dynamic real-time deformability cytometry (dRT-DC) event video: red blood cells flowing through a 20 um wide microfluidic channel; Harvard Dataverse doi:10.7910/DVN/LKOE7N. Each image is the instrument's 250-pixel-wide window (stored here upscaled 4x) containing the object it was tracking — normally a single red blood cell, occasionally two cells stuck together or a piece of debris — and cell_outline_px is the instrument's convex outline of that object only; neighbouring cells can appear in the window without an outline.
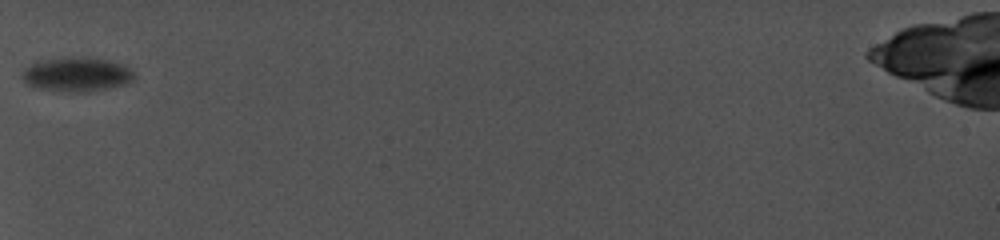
{"species": "common noctule bat (a hibernating species)", "species_latin": "Nyctalus noctula", "temperature_condition": "cold", "stored_images_in_passage": 7, "camera_frame_rate_fps": 5000, "um_per_image_px": 0.085, "animal": {"sex": "female", "body_mass_g": 19.0, "forearm_length_mm": 56.7}, "frame": {"image": 1, "passage_image": 1, "time_ms": 0.0, "image_size_px": [1000, 240], "cell_outline_px": [[136, 76], [132, 80], [124, 84], [108, 88], [84, 92], [68, 92], [36, 88], [28, 84], [20, 76], [24, 68], [28, 64], [36, 60], [64, 56], [80, 56], [108, 60], [124, 64], [132, 68]], "centroid_in_image_um": [6.49, 6.29], "position_along_channel_um": 78.5, "area_um2": 23.0}}
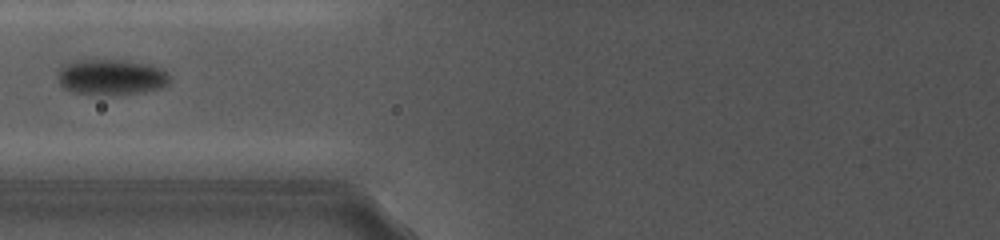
{"frame": {"image": 2, "passage_image": 2, "time_ms": 1.2, "image_size_px": [1000, 240], "cell_outline_px": [[172, 80], [168, 84], [160, 88], [140, 92], [112, 96], [100, 96], [72, 92], [64, 88], [60, 84], [60, 68], [64, 64], [72, 60], [124, 60], [148, 64], [164, 68], [168, 72]], "centroid_in_image_um": [9.5, 6.56], "position_along_channel_um": 116.3, "area_um2": 23.76}}